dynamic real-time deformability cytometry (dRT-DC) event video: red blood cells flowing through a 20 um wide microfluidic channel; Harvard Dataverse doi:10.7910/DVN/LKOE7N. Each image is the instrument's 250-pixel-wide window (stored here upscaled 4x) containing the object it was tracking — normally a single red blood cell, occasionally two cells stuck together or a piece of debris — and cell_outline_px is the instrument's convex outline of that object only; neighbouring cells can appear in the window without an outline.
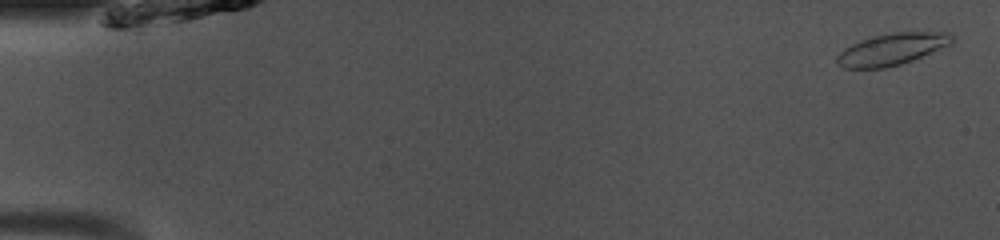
{"species": "common noctule bat (a hibernating species)", "species_latin": "Nyctalus noctula", "temperature_condition": "room temperature", "stored_images_in_passage": 49, "camera_frame_rate_fps": 3000, "um_per_image_px": 0.085, "animal": {"sex": "male", "body_mass_g": 13.0, "forearm_length_mm": 53.1}, "frame": {"image": 1, "passage_image": 2, "time_ms": 0.333, "image_size_px": [1000, 240], "cell_outline_px": [[952, 44], [912, 60], [900, 64], [884, 68], [844, 68], [836, 64], [836, 56], [844, 48], [852, 44], [876, 36], [896, 32], [952, 32]], "centroid_in_image_um": [75.81, 4.19], "position_along_channel_um": 9.2, "area_um2": 21.04}}
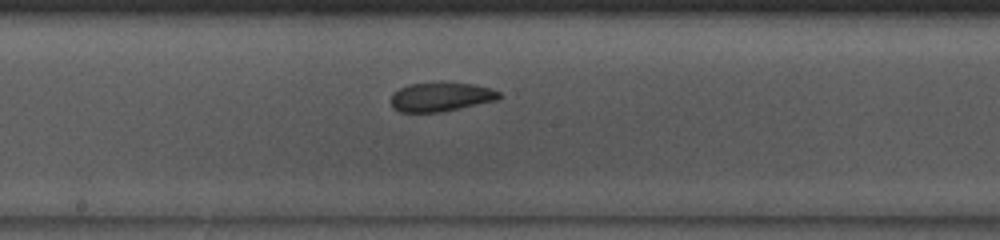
{"frame": {"image": 2, "passage_image": 27, "time_ms": 8.667, "image_size_px": [1000, 240], "cell_outline_px": [[500, 96], [496, 100], [440, 112], [400, 112], [392, 108], [392, 96], [400, 88], [408, 84], [440, 80], [444, 80], [472, 84], [492, 88], [500, 92]], "centroid_in_image_um": [37.47, 8.19], "position_along_channel_um": 210.7, "area_um2": 18.67}}
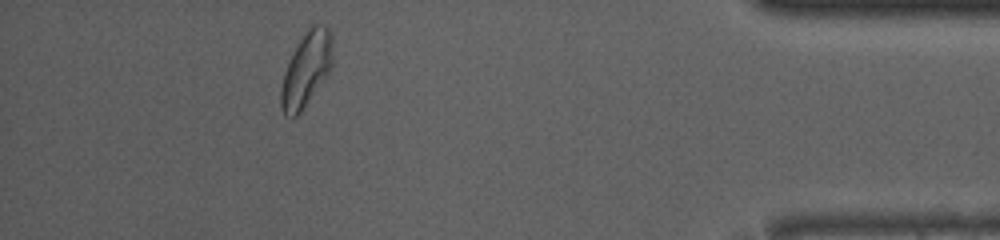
{"frame": {"image": 3, "passage_image": 45, "time_ms": 14.667, "image_size_px": [1000, 240], "cell_outline_px": [[332, 64], [328, 72], [300, 112], [296, 116], [284, 116], [280, 108], [280, 88], [284, 72], [300, 40], [308, 28], [312, 24], [316, 24], [328, 28], [332, 36]], "centroid_in_image_um": [26.01, 5.91], "position_along_channel_um": 409.2, "area_um2": 21.79}, "authors_computed_cell_mechanics": {"area_um2": 20.0566, "velocity_mm_per_s": 4.0799, "shape_relaxation_time_tau1_ms": 9.7891, "shape_relaxation_time_tau2_ms": 0.6109, "deformation_change_tau1": 0.1873, "deformation_change_tau2": 0.0557}}